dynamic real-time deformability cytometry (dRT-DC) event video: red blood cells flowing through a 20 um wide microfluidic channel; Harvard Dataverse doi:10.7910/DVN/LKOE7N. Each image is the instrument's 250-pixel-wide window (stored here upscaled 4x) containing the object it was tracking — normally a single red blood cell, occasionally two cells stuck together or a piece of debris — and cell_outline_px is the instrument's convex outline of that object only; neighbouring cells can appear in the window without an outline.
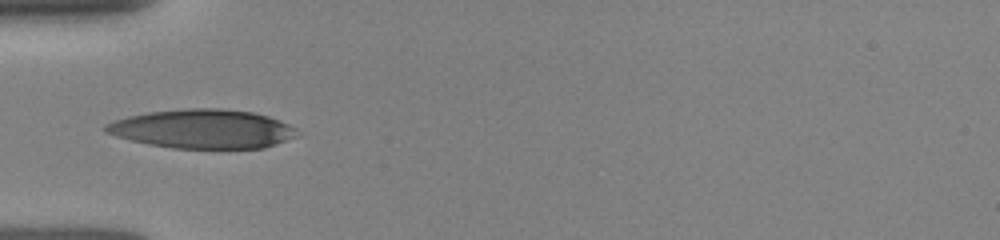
{"species": "human", "species_latin": "Homo sapiens", "temperature_condition": "room temperature", "stored_images_in_passage": 6, "camera_frame_rate_fps": 3000, "um_per_image_px": 0.085, "donor": {"sex": "female"}, "frame": {"image": 1, "passage_image": 1, "time_ms": 0.0, "image_size_px": [1000, 240], "cell_outline_px": [[304, 136], [264, 148], [172, 148], [148, 144], [116, 136], [104, 132], [104, 124], [112, 120], [128, 116], [148, 112], [188, 108], [220, 108], [252, 112], [268, 116], [280, 120], [296, 128]], "centroid_in_image_um": [17.28, 10.96], "position_along_channel_um": 67.7, "area_um2": 43.99}}
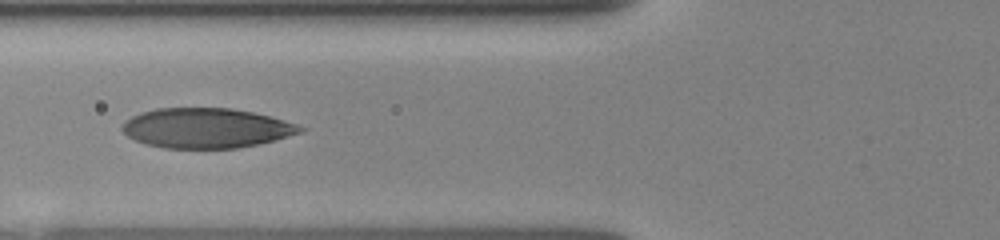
{"frame": {"image": 2, "passage_image": 5, "time_ms": 1.0, "image_size_px": [1000, 240], "cell_outline_px": [[308, 128], [300, 132], [276, 140], [236, 148], [164, 148], [144, 144], [128, 136], [120, 128], [124, 120], [140, 112], [156, 108], [232, 108], [252, 112], [284, 120]], "centroid_in_image_um": [17.49, 10.88], "position_along_channel_um": 108.3, "area_um2": 41.38}}